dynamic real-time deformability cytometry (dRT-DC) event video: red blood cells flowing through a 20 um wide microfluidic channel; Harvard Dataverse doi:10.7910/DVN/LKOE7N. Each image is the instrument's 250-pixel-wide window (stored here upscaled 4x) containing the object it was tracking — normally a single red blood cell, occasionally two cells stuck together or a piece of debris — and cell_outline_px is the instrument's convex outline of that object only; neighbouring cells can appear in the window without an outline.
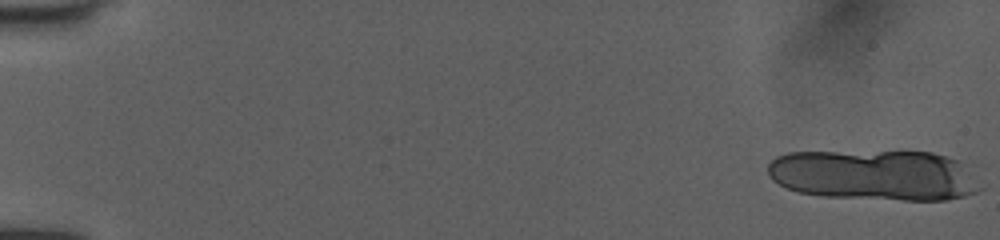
{"species": "human", "species_latin": "Homo sapiens", "temperature_condition": "room temperature", "stored_images_in_passage": 15, "camera_frame_rate_fps": 3000, "um_per_image_px": 0.085, "donor": {"sex": "female"}, "frame": {"image": 1, "passage_image": 1, "time_ms": 0.0, "image_size_px": [1000, 240], "cell_outline_px": [[984, 188], [976, 192], [964, 196], [944, 200], [904, 200], [824, 196], [800, 192], [788, 188], [772, 180], [768, 176], [768, 164], [776, 156], [788, 152], [932, 152], [960, 160], [964, 164]], "centroid_in_image_um": [74.35, 14.88], "position_along_channel_um": 10.7, "area_um2": 62.77}}